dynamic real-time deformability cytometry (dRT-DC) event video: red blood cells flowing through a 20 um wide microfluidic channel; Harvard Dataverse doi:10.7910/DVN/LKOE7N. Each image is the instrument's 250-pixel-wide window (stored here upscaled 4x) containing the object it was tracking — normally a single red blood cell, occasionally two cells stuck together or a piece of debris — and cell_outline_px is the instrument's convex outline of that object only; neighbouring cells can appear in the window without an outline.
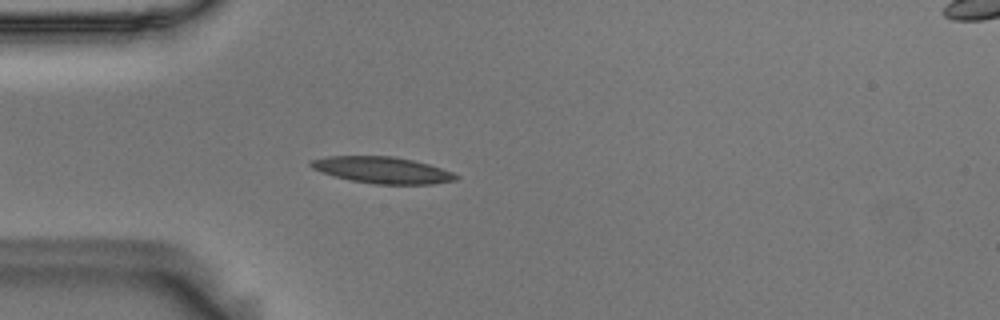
{"species": "Egyptian fruit bat (a non-hibernating species)", "species_latin": "Rousettus aegyptiacus", "temperature_condition": "room temperature", "stored_images_in_passage": 46, "camera_frame_rate_fps": 3000, "um_per_image_px": 0.085, "animal": {"sex": "male"}, "frame": {"image": 1, "passage_image": 6, "time_ms": 1.667, "image_size_px": [1000, 320], "cell_outline_px": [[460, 176], [456, 180], [432, 184], [376, 184], [352, 180], [332, 176], [320, 172], [312, 168], [308, 164], [308, 160], [328, 156], [392, 156], [412, 160], [428, 164], [452, 172]], "centroid_in_image_um": [32.45, 14.45], "position_along_channel_um": 52.6, "area_um2": 22.43}}
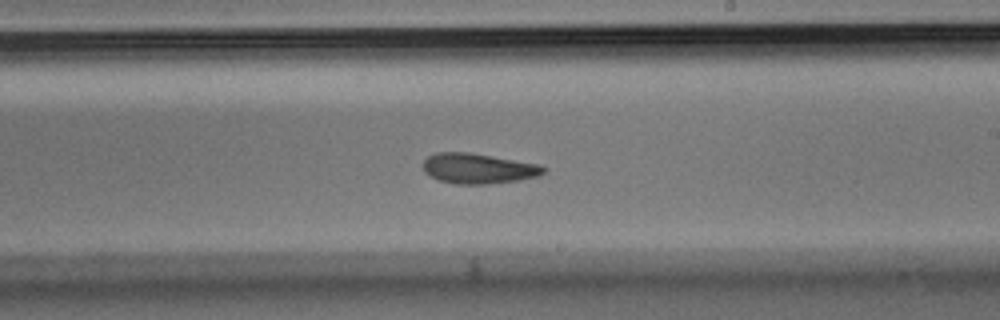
{"frame": {"image": 2, "passage_image": 23, "time_ms": 7.333, "image_size_px": [1000, 320], "cell_outline_px": [[544, 172], [540, 176], [520, 180], [488, 184], [456, 184], [440, 180], [428, 176], [424, 172], [424, 160], [428, 156], [436, 152], [468, 152], [540, 164], [544, 168]], "centroid_in_image_um": [40.64, 14.32], "position_along_channel_um": 248.4, "area_um2": 21.27}}
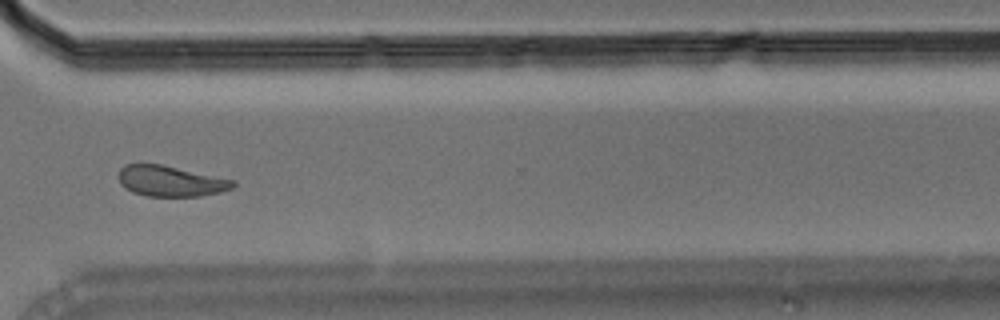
{"frame": {"image": 3, "passage_image": 32, "time_ms": 10.333, "image_size_px": [1000, 320], "cell_outline_px": [[236, 184], [232, 188], [220, 192], [200, 196], [148, 196], [132, 192], [124, 188], [120, 184], [116, 176], [120, 168], [124, 164], [160, 164], [236, 180]], "centroid_in_image_um": [14.46, 15.39], "position_along_channel_um": 356.1, "area_um2": 20.63}, "authors_computed_cell_mechanics": {"area_um2": 21.4438, "velocity_mm_per_s": 3.5883, "shape_relaxation_time_tau1_ms": 5.9714, "shape_relaxation_time_tau2_ms": 2.5806, "deformation_change_tau1": 0.146, "deformation_change_tau2": 0.0939}}